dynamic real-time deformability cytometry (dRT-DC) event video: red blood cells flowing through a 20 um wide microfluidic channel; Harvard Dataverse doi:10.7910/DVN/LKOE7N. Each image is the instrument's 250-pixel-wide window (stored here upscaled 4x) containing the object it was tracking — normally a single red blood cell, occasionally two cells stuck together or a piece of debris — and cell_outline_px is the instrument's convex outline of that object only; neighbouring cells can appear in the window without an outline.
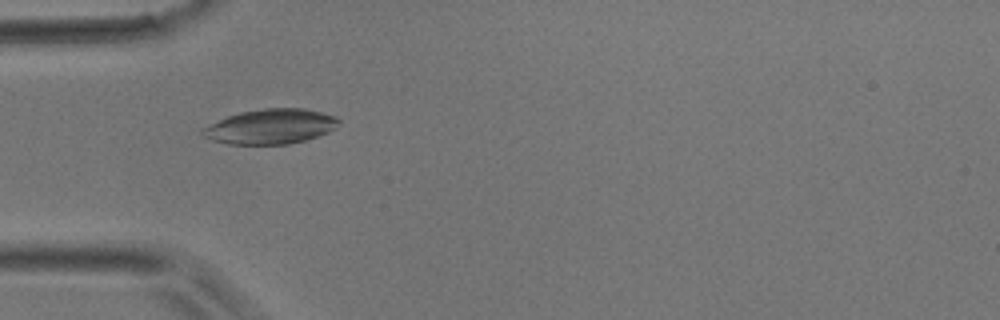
{"species": "common noctule bat (a hibernating species)", "species_latin": "Nyctalus noctula", "temperature_condition": "room temperature", "stored_images_in_passage": 33, "camera_frame_rate_fps": 3000, "um_per_image_px": 0.085, "animal": {"sex": "male", "body_mass_g": 17.9}, "frame": {"image": 1, "passage_image": 1, "time_ms": 0.0, "image_size_px": [1000, 320], "cell_outline_px": [[340, 124], [336, 128], [320, 136], [288, 144], [228, 144], [212, 140], [204, 136], [200, 132], [200, 128], [208, 124], [228, 116], [240, 112], [264, 108], [304, 108], [336, 116], [340, 120]], "centroid_in_image_um": [23.0, 10.75], "position_along_channel_um": 62.0, "area_um2": 27.86}}
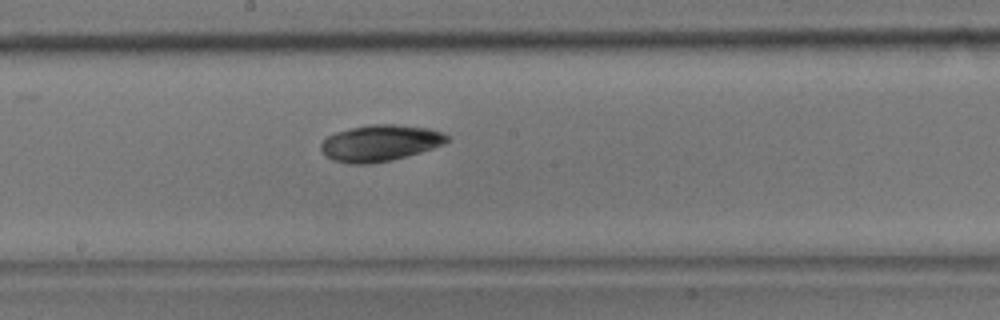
{"frame": {"image": 2, "passage_image": 12, "time_ms": 3.667, "image_size_px": [1000, 320], "cell_outline_px": [[448, 140], [444, 144], [420, 152], [392, 160], [372, 164], [352, 164], [332, 160], [320, 148], [320, 144], [328, 136], [336, 132], [352, 128], [372, 124], [392, 124], [428, 128], [440, 132], [448, 136]], "centroid_in_image_um": [32.3, 12.16], "position_along_channel_um": 215.9, "area_um2": 26.41}}
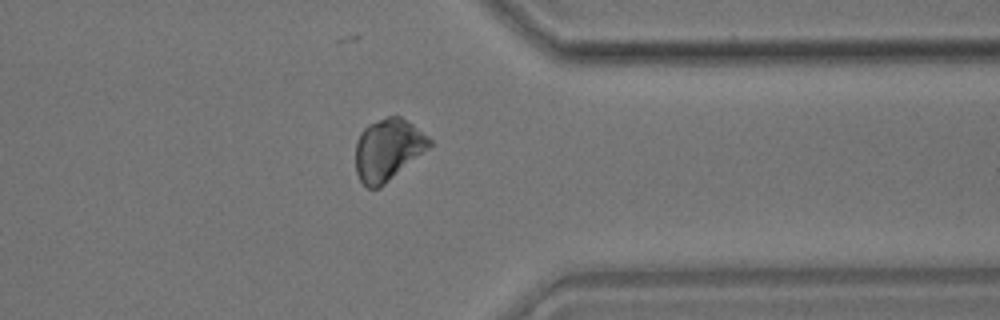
{"frame": {"image": 3, "passage_image": 24, "time_ms": 7.667, "image_size_px": [1000, 320], "cell_outline_px": [[432, 144], [428, 148], [380, 188], [368, 188], [360, 180], [356, 172], [356, 140], [360, 132], [368, 124], [388, 116], [400, 116], [412, 124], [428, 136], [432, 140]], "centroid_in_image_um": [32.95, 12.71], "position_along_channel_um": 378.4, "area_um2": 26.36}}